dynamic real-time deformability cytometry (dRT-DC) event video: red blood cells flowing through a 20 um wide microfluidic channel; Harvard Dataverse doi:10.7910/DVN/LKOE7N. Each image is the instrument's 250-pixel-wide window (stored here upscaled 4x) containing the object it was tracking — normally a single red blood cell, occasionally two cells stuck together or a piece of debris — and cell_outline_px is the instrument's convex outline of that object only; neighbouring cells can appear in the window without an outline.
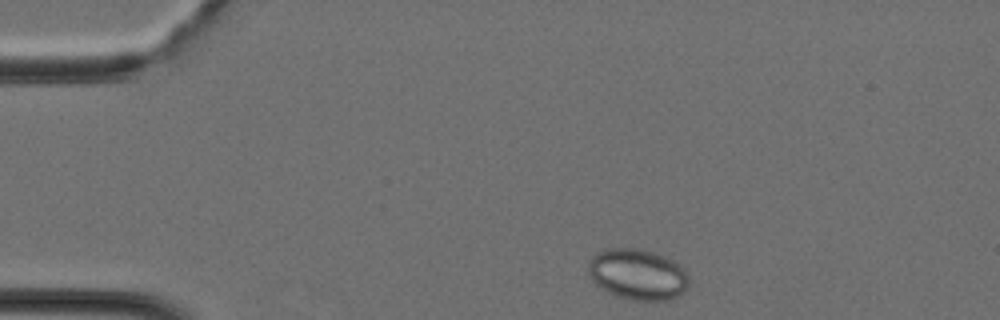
{"species": "Egyptian fruit bat (a non-hibernating species)", "species_latin": "Rousettus aegyptiacus", "temperature_condition": "cold", "stored_images_in_passage": 34, "camera_frame_rate_fps": 3000, "um_per_image_px": 0.085, "animal": {"sex": "female"}, "frame": {"image": 1, "passage_image": 1, "time_ms": 0.0, "image_size_px": [1000, 320], "cell_outline_px": [[688, 288], [680, 296], [668, 300], [632, 300], [616, 296], [608, 292], [596, 284], [588, 276], [588, 260], [596, 252], [608, 248], [640, 248], [668, 256], [684, 268], [688, 280]], "centroid_in_image_um": [54.2, 23.31], "position_along_channel_um": 30.8, "area_um2": 30.35}}
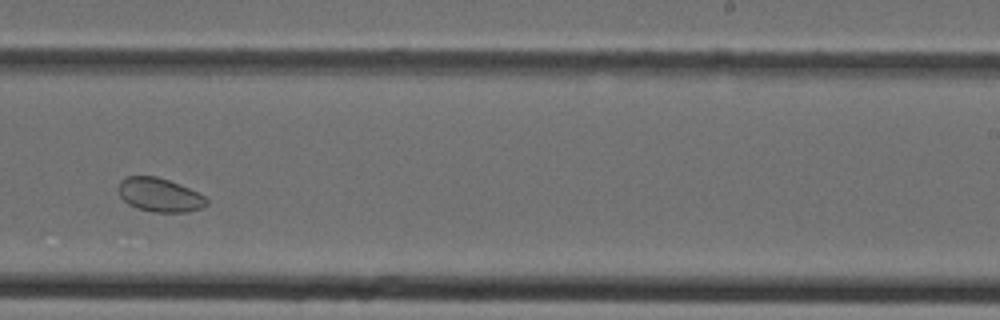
{"frame": {"image": 2, "passage_image": 19, "time_ms": 6.0, "image_size_px": [1000, 320], "cell_outline_px": [[208, 204], [200, 208], [184, 212], [156, 212], [136, 208], [128, 204], [120, 196], [120, 180], [124, 176], [156, 176], [180, 184], [204, 196], [208, 200]], "centroid_in_image_um": [13.56, 16.56], "position_along_channel_um": 275.4, "area_um2": 17.17}}
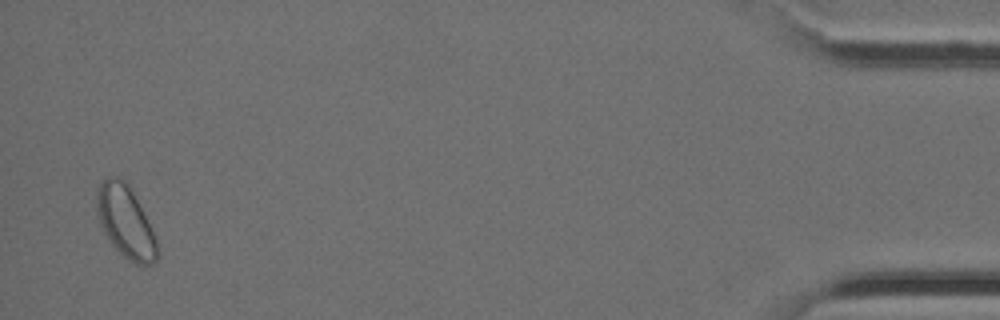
{"frame": {"image": 3, "passage_image": 33, "time_ms": 10.667, "image_size_px": [1000, 320], "cell_outline_px": [[160, 252], [156, 260], [152, 264], [136, 264], [124, 256], [112, 244], [104, 232], [100, 224], [96, 212], [96, 192], [100, 184], [108, 176], [112, 176], [128, 184], [132, 188], [156, 240]], "centroid_in_image_um": [10.66, 18.85], "position_along_channel_um": 424.5, "area_um2": 25.03}}